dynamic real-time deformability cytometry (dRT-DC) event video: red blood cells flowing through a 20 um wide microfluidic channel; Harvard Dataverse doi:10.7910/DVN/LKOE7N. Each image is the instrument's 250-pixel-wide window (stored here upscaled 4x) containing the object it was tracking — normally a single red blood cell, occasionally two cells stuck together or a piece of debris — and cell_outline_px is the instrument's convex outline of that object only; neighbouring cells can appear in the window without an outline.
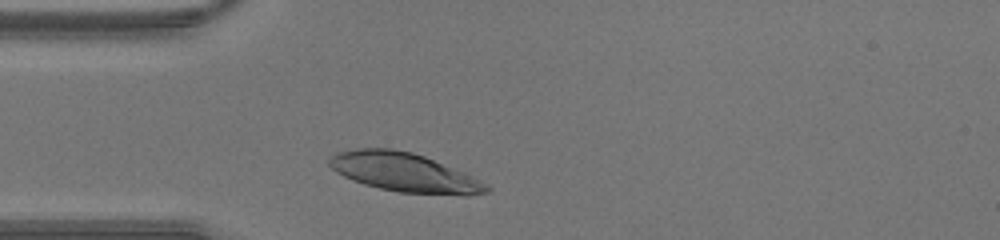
{"species": "human", "species_latin": "Homo sapiens", "temperature_condition": "warm", "stored_images_in_passage": 26, "camera_frame_rate_fps": 3000, "um_per_image_px": 0.085, "donor": {"sex": "male"}, "frame": {"image": 1, "passage_image": 3, "time_ms": 0.667, "image_size_px": [1000, 240], "cell_outline_px": [[492, 188], [488, 192], [468, 196], [464, 196], [400, 192], [380, 188], [364, 184], [352, 180], [336, 172], [328, 164], [328, 156], [336, 152], [356, 148], [392, 148], [412, 152], [424, 156], [464, 172], [488, 184]], "centroid_in_image_um": [34.37, 14.65], "position_along_channel_um": 50.6, "area_um2": 35.95}}
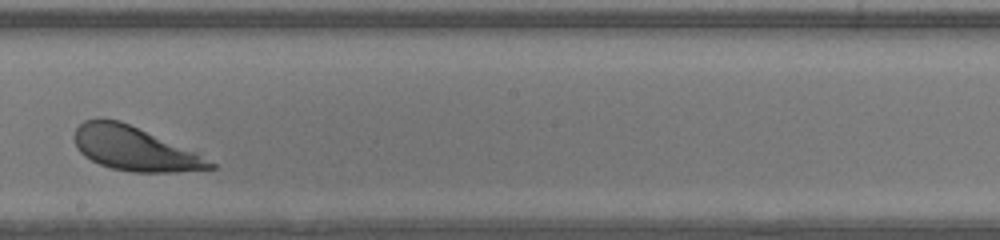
{"frame": {"image": 2, "passage_image": 16, "time_ms": 5.0, "image_size_px": [1000, 240], "cell_outline_px": [[216, 168], [176, 172], [132, 172], [112, 168], [100, 164], [84, 156], [76, 148], [72, 136], [76, 128], [84, 120], [100, 116], [120, 120], [196, 152], [216, 164]], "centroid_in_image_um": [11.37, 12.61], "position_along_channel_um": 236.8, "area_um2": 34.97}}
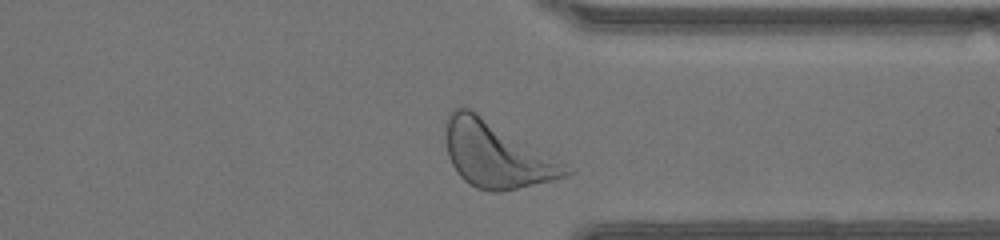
{"frame": {"image": 3, "passage_image": 25, "time_ms": 8.0, "image_size_px": [1000, 240], "cell_outline_px": [[576, 172], [568, 176], [552, 180], [500, 192], [492, 192], [476, 188], [464, 180], [456, 172], [448, 156], [444, 140], [444, 120], [452, 108], [464, 104], [472, 108]], "centroid_in_image_um": [42.09, 13.09], "position_along_channel_um": 369.3, "area_um2": 46.36}}